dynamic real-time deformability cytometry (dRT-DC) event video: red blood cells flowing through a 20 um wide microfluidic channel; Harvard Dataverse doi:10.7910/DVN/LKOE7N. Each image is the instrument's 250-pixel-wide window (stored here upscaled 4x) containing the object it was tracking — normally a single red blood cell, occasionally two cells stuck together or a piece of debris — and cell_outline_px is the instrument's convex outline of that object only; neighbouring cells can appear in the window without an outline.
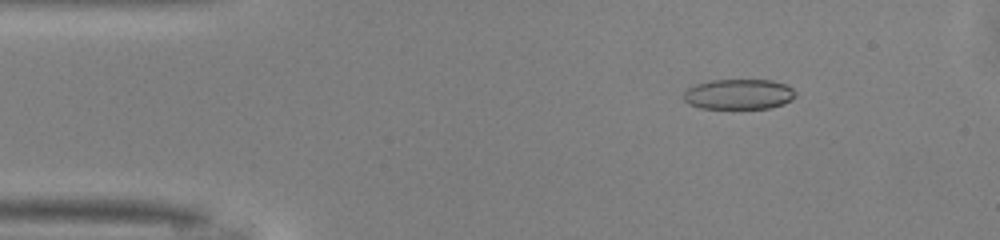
{"species": "common noctule bat (a hibernating species)", "species_latin": "Nyctalus noctula", "temperature_condition": "warm", "stored_images_in_passage": 47, "camera_frame_rate_fps": 3000, "um_per_image_px": 0.085, "animal": {"sex": "male", "body_mass_g": 13.0, "forearm_length_mm": 53.1}, "frame": {"image": 1, "passage_image": 7, "time_ms": 2.0, "image_size_px": [1000, 240], "cell_outline_px": [[796, 96], [792, 100], [784, 104], [772, 108], [700, 108], [688, 104], [684, 100], [684, 92], [688, 88], [696, 84], [708, 80], [772, 80], [784, 84], [792, 88], [796, 92]], "centroid_in_image_um": [62.81, 8.01], "position_along_channel_um": 22.2, "area_um2": 19.88}}
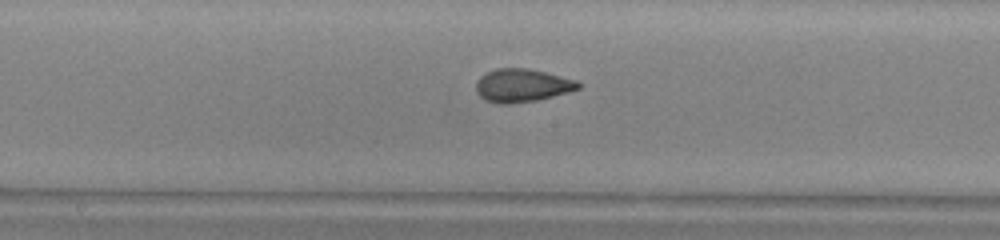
{"frame": {"image": 2, "passage_image": 25, "time_ms": 8.0, "image_size_px": [1000, 240], "cell_outline_px": [[580, 88], [568, 92], [536, 100], [508, 104], [496, 104], [484, 100], [476, 92], [476, 80], [480, 76], [496, 68], [528, 68], [576, 80], [580, 84]], "centroid_in_image_um": [44.33, 7.27], "position_along_channel_um": 203.9, "area_um2": 19.71}}
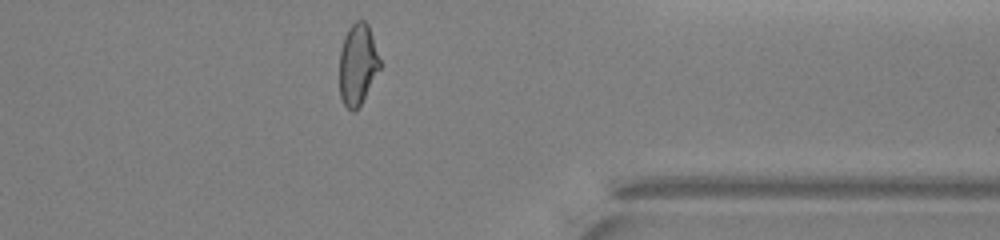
{"frame": {"image": 3, "passage_image": 39, "time_ms": 12.667, "image_size_px": [1000, 240], "cell_outline_px": [[380, 68], [356, 112], [352, 112], [344, 104], [340, 96], [340, 52], [344, 36], [348, 28], [356, 20], [364, 20], [368, 24], [380, 60]], "centroid_in_image_um": [30.39, 5.47], "position_along_channel_um": 381.0, "area_um2": 18.96}, "authors_computed_cell_mechanics": {"area_um2": 19.8832, "velocity_mm_per_s": 4.1331, "shape_relaxation_time_tau1_ms": 7.5718, "shape_relaxation_time_tau2_ms": 1.0834, "deformation_change_tau1": 0.1908, "deformation_change_tau2": 0.0628}}